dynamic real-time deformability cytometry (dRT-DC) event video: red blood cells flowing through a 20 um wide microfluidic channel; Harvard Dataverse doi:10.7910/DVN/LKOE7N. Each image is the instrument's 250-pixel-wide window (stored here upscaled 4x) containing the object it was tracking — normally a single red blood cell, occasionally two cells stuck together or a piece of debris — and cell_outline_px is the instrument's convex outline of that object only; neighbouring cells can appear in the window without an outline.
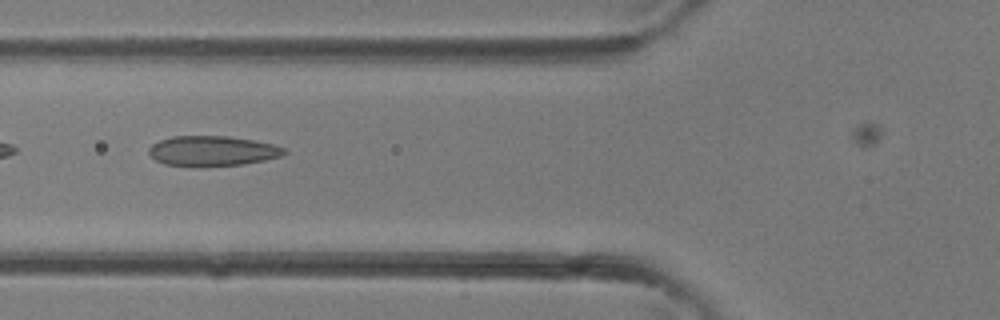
{"species": "common noctule bat (a hibernating species)", "species_latin": "Nyctalus noctula", "temperature_condition": "room temperature", "stored_images_in_passage": 5, "camera_frame_rate_fps": 3000, "um_per_image_px": 0.085, "animal": {"sex": "female"}, "frame": {"image": 1, "passage_image": 5, "time_ms": 1.333, "image_size_px": [1000, 320], "cell_outline_px": [[288, 152], [280, 156], [264, 160], [240, 164], [164, 164], [156, 160], [148, 152], [148, 148], [152, 144], [160, 140], [172, 136], [228, 136], [256, 140], [272, 144], [284, 148]], "centroid_in_image_um": [18.07, 12.78], "position_along_channel_um": 107.7, "area_um2": 22.95}}